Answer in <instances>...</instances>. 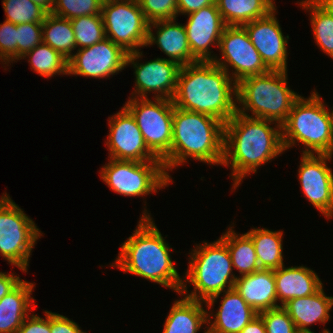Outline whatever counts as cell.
Instances as JSON below:
<instances>
[{
  "label": "cell",
  "instance_id": "6da1fadb",
  "mask_svg": "<svg viewBox=\"0 0 333 333\" xmlns=\"http://www.w3.org/2000/svg\"><path fill=\"white\" fill-rule=\"evenodd\" d=\"M229 75L213 61L181 66L174 107L204 113L225 124L237 112V83Z\"/></svg>",
  "mask_w": 333,
  "mask_h": 333
},
{
  "label": "cell",
  "instance_id": "7a4b0ae2",
  "mask_svg": "<svg viewBox=\"0 0 333 333\" xmlns=\"http://www.w3.org/2000/svg\"><path fill=\"white\" fill-rule=\"evenodd\" d=\"M266 119L253 118L236 112L224 124V158L222 166H231L233 189L243 178L284 150L281 125ZM270 125V126H269ZM229 164V165H228Z\"/></svg>",
  "mask_w": 333,
  "mask_h": 333
},
{
  "label": "cell",
  "instance_id": "3957f363",
  "mask_svg": "<svg viewBox=\"0 0 333 333\" xmlns=\"http://www.w3.org/2000/svg\"><path fill=\"white\" fill-rule=\"evenodd\" d=\"M120 248L112 267H118L125 273H132L180 293L184 279L173 265L171 247L147 210H144L132 236L124 241Z\"/></svg>",
  "mask_w": 333,
  "mask_h": 333
},
{
  "label": "cell",
  "instance_id": "277c9868",
  "mask_svg": "<svg viewBox=\"0 0 333 333\" xmlns=\"http://www.w3.org/2000/svg\"><path fill=\"white\" fill-rule=\"evenodd\" d=\"M189 158L222 165L224 158V123L217 118L174 107L172 144L162 160L165 170L172 171Z\"/></svg>",
  "mask_w": 333,
  "mask_h": 333
},
{
  "label": "cell",
  "instance_id": "5b68a950",
  "mask_svg": "<svg viewBox=\"0 0 333 333\" xmlns=\"http://www.w3.org/2000/svg\"><path fill=\"white\" fill-rule=\"evenodd\" d=\"M190 253V262L185 272L180 293L182 296L205 302L208 309L217 301L219 295L234 288L238 276L233 275V265L227 245L219 238L213 243L196 245ZM187 278V280H186ZM191 283L194 291L187 290L185 283ZM227 288V289H226ZM185 294V295H184Z\"/></svg>",
  "mask_w": 333,
  "mask_h": 333
},
{
  "label": "cell",
  "instance_id": "8992f818",
  "mask_svg": "<svg viewBox=\"0 0 333 333\" xmlns=\"http://www.w3.org/2000/svg\"><path fill=\"white\" fill-rule=\"evenodd\" d=\"M287 71L269 70L237 83V112L282 125L300 97L287 86ZM249 110L252 115L248 114ZM247 112V113H246Z\"/></svg>",
  "mask_w": 333,
  "mask_h": 333
},
{
  "label": "cell",
  "instance_id": "52a82bcc",
  "mask_svg": "<svg viewBox=\"0 0 333 333\" xmlns=\"http://www.w3.org/2000/svg\"><path fill=\"white\" fill-rule=\"evenodd\" d=\"M322 101L316 91L308 99L300 96L295 101L281 125L284 150L301 142L303 154L333 155V119Z\"/></svg>",
  "mask_w": 333,
  "mask_h": 333
},
{
  "label": "cell",
  "instance_id": "ba28073f",
  "mask_svg": "<svg viewBox=\"0 0 333 333\" xmlns=\"http://www.w3.org/2000/svg\"><path fill=\"white\" fill-rule=\"evenodd\" d=\"M10 196L0 198V254L8 263L27 272L31 251L41 231Z\"/></svg>",
  "mask_w": 333,
  "mask_h": 333
},
{
  "label": "cell",
  "instance_id": "9c48e42d",
  "mask_svg": "<svg viewBox=\"0 0 333 333\" xmlns=\"http://www.w3.org/2000/svg\"><path fill=\"white\" fill-rule=\"evenodd\" d=\"M101 168V179L112 191L124 196H143L171 183L162 161H126L109 159Z\"/></svg>",
  "mask_w": 333,
  "mask_h": 333
},
{
  "label": "cell",
  "instance_id": "30bf717a",
  "mask_svg": "<svg viewBox=\"0 0 333 333\" xmlns=\"http://www.w3.org/2000/svg\"><path fill=\"white\" fill-rule=\"evenodd\" d=\"M154 99L129 97L124 107L134 117L149 150L162 161L171 150L174 104L170 99Z\"/></svg>",
  "mask_w": 333,
  "mask_h": 333
},
{
  "label": "cell",
  "instance_id": "8fae6325",
  "mask_svg": "<svg viewBox=\"0 0 333 333\" xmlns=\"http://www.w3.org/2000/svg\"><path fill=\"white\" fill-rule=\"evenodd\" d=\"M101 16L106 38L125 52L146 46L149 22L138 0H103Z\"/></svg>",
  "mask_w": 333,
  "mask_h": 333
},
{
  "label": "cell",
  "instance_id": "7c38bea8",
  "mask_svg": "<svg viewBox=\"0 0 333 333\" xmlns=\"http://www.w3.org/2000/svg\"><path fill=\"white\" fill-rule=\"evenodd\" d=\"M219 50L222 57H215L213 62L228 74V67L232 66L235 71H232L231 78L236 83L243 78L269 71L243 26H226L220 38Z\"/></svg>",
  "mask_w": 333,
  "mask_h": 333
},
{
  "label": "cell",
  "instance_id": "4fadbf2b",
  "mask_svg": "<svg viewBox=\"0 0 333 333\" xmlns=\"http://www.w3.org/2000/svg\"><path fill=\"white\" fill-rule=\"evenodd\" d=\"M132 52L127 55L126 66L133 64L135 69V88L132 93L134 98H147V94L155 92V98L172 100L177 85L178 74L181 66L166 58H157L143 63H137L142 52ZM136 95V96H135ZM139 95V96H138Z\"/></svg>",
  "mask_w": 333,
  "mask_h": 333
},
{
  "label": "cell",
  "instance_id": "5bb4252c",
  "mask_svg": "<svg viewBox=\"0 0 333 333\" xmlns=\"http://www.w3.org/2000/svg\"><path fill=\"white\" fill-rule=\"evenodd\" d=\"M128 53L105 38L93 46L77 49L68 60V75L105 78L126 67Z\"/></svg>",
  "mask_w": 333,
  "mask_h": 333
},
{
  "label": "cell",
  "instance_id": "9a60e30c",
  "mask_svg": "<svg viewBox=\"0 0 333 333\" xmlns=\"http://www.w3.org/2000/svg\"><path fill=\"white\" fill-rule=\"evenodd\" d=\"M108 121L110 133L106 145L110 158L137 162L161 161L149 150L134 117L124 106Z\"/></svg>",
  "mask_w": 333,
  "mask_h": 333
},
{
  "label": "cell",
  "instance_id": "2e32d148",
  "mask_svg": "<svg viewBox=\"0 0 333 333\" xmlns=\"http://www.w3.org/2000/svg\"><path fill=\"white\" fill-rule=\"evenodd\" d=\"M330 154H303L298 177L304 195L328 219L333 217V173Z\"/></svg>",
  "mask_w": 333,
  "mask_h": 333
},
{
  "label": "cell",
  "instance_id": "e0dca14e",
  "mask_svg": "<svg viewBox=\"0 0 333 333\" xmlns=\"http://www.w3.org/2000/svg\"><path fill=\"white\" fill-rule=\"evenodd\" d=\"M272 10L265 17L243 25L261 59L269 70L287 71V44L278 20Z\"/></svg>",
  "mask_w": 333,
  "mask_h": 333
},
{
  "label": "cell",
  "instance_id": "ac0fdd59",
  "mask_svg": "<svg viewBox=\"0 0 333 333\" xmlns=\"http://www.w3.org/2000/svg\"><path fill=\"white\" fill-rule=\"evenodd\" d=\"M184 25L192 56L197 61H213L210 46L219 47L220 38L226 27L216 3L188 14Z\"/></svg>",
  "mask_w": 333,
  "mask_h": 333
},
{
  "label": "cell",
  "instance_id": "d6986e66",
  "mask_svg": "<svg viewBox=\"0 0 333 333\" xmlns=\"http://www.w3.org/2000/svg\"><path fill=\"white\" fill-rule=\"evenodd\" d=\"M175 20H158L149 23L146 47L155 43L169 57V60L180 66L198 62L191 54L184 25L178 24ZM152 27L158 29L156 36L151 30Z\"/></svg>",
  "mask_w": 333,
  "mask_h": 333
},
{
  "label": "cell",
  "instance_id": "ffe728a7",
  "mask_svg": "<svg viewBox=\"0 0 333 333\" xmlns=\"http://www.w3.org/2000/svg\"><path fill=\"white\" fill-rule=\"evenodd\" d=\"M234 289L257 313L280 307L277 304L274 270L260 269L237 277Z\"/></svg>",
  "mask_w": 333,
  "mask_h": 333
},
{
  "label": "cell",
  "instance_id": "44dd1931",
  "mask_svg": "<svg viewBox=\"0 0 333 333\" xmlns=\"http://www.w3.org/2000/svg\"><path fill=\"white\" fill-rule=\"evenodd\" d=\"M332 306L333 296H326L321 286L314 294L291 299L282 307L295 323L298 332L308 333L313 332L308 328L309 325L329 321Z\"/></svg>",
  "mask_w": 333,
  "mask_h": 333
},
{
  "label": "cell",
  "instance_id": "7402d4cb",
  "mask_svg": "<svg viewBox=\"0 0 333 333\" xmlns=\"http://www.w3.org/2000/svg\"><path fill=\"white\" fill-rule=\"evenodd\" d=\"M223 297L217 313L214 314L213 323L210 318L213 314L207 315V325L209 324L211 329L220 333H240L249 322L258 316V313L234 288L224 291Z\"/></svg>",
  "mask_w": 333,
  "mask_h": 333
},
{
  "label": "cell",
  "instance_id": "603a6c76",
  "mask_svg": "<svg viewBox=\"0 0 333 333\" xmlns=\"http://www.w3.org/2000/svg\"><path fill=\"white\" fill-rule=\"evenodd\" d=\"M278 301L283 306L289 300L314 294L322 285L318 275L305 266L284 268V265L274 270Z\"/></svg>",
  "mask_w": 333,
  "mask_h": 333
},
{
  "label": "cell",
  "instance_id": "cb8c5ba5",
  "mask_svg": "<svg viewBox=\"0 0 333 333\" xmlns=\"http://www.w3.org/2000/svg\"><path fill=\"white\" fill-rule=\"evenodd\" d=\"M34 283L21 281L0 300V333H17L29 316L34 298H31ZM31 306V307H30Z\"/></svg>",
  "mask_w": 333,
  "mask_h": 333
},
{
  "label": "cell",
  "instance_id": "d4e9b609",
  "mask_svg": "<svg viewBox=\"0 0 333 333\" xmlns=\"http://www.w3.org/2000/svg\"><path fill=\"white\" fill-rule=\"evenodd\" d=\"M208 311L202 301L189 298L176 300L164 323L162 333H197L207 323Z\"/></svg>",
  "mask_w": 333,
  "mask_h": 333
},
{
  "label": "cell",
  "instance_id": "484cf974",
  "mask_svg": "<svg viewBox=\"0 0 333 333\" xmlns=\"http://www.w3.org/2000/svg\"><path fill=\"white\" fill-rule=\"evenodd\" d=\"M274 0H215L226 26H243L274 10Z\"/></svg>",
  "mask_w": 333,
  "mask_h": 333
},
{
  "label": "cell",
  "instance_id": "4316f807",
  "mask_svg": "<svg viewBox=\"0 0 333 333\" xmlns=\"http://www.w3.org/2000/svg\"><path fill=\"white\" fill-rule=\"evenodd\" d=\"M246 234L253 241L260 269L275 270L284 265L282 231L253 228Z\"/></svg>",
  "mask_w": 333,
  "mask_h": 333
},
{
  "label": "cell",
  "instance_id": "83f0119b",
  "mask_svg": "<svg viewBox=\"0 0 333 333\" xmlns=\"http://www.w3.org/2000/svg\"><path fill=\"white\" fill-rule=\"evenodd\" d=\"M43 43L51 46L69 60L76 49L75 34L71 21L52 13H47L42 23Z\"/></svg>",
  "mask_w": 333,
  "mask_h": 333
},
{
  "label": "cell",
  "instance_id": "f1b7e54d",
  "mask_svg": "<svg viewBox=\"0 0 333 333\" xmlns=\"http://www.w3.org/2000/svg\"><path fill=\"white\" fill-rule=\"evenodd\" d=\"M220 239L227 245L233 268L238 269L241 276L260 270L255 246L246 233L237 235L230 227Z\"/></svg>",
  "mask_w": 333,
  "mask_h": 333
},
{
  "label": "cell",
  "instance_id": "f546056e",
  "mask_svg": "<svg viewBox=\"0 0 333 333\" xmlns=\"http://www.w3.org/2000/svg\"><path fill=\"white\" fill-rule=\"evenodd\" d=\"M28 56L31 69L42 77L50 78L53 75H68V60L51 46L41 43L27 52L22 58Z\"/></svg>",
  "mask_w": 333,
  "mask_h": 333
},
{
  "label": "cell",
  "instance_id": "4dcf8cb0",
  "mask_svg": "<svg viewBox=\"0 0 333 333\" xmlns=\"http://www.w3.org/2000/svg\"><path fill=\"white\" fill-rule=\"evenodd\" d=\"M311 13V23L316 44L333 59V16L316 2L301 6Z\"/></svg>",
  "mask_w": 333,
  "mask_h": 333
},
{
  "label": "cell",
  "instance_id": "1f68e13d",
  "mask_svg": "<svg viewBox=\"0 0 333 333\" xmlns=\"http://www.w3.org/2000/svg\"><path fill=\"white\" fill-rule=\"evenodd\" d=\"M70 21L78 49L93 46L106 38L101 15L79 16Z\"/></svg>",
  "mask_w": 333,
  "mask_h": 333
},
{
  "label": "cell",
  "instance_id": "d6a6232c",
  "mask_svg": "<svg viewBox=\"0 0 333 333\" xmlns=\"http://www.w3.org/2000/svg\"><path fill=\"white\" fill-rule=\"evenodd\" d=\"M6 21L13 24L43 23L47 12L31 0H3Z\"/></svg>",
  "mask_w": 333,
  "mask_h": 333
},
{
  "label": "cell",
  "instance_id": "836d02e7",
  "mask_svg": "<svg viewBox=\"0 0 333 333\" xmlns=\"http://www.w3.org/2000/svg\"><path fill=\"white\" fill-rule=\"evenodd\" d=\"M103 0H55L54 15L69 20L79 16L101 15Z\"/></svg>",
  "mask_w": 333,
  "mask_h": 333
},
{
  "label": "cell",
  "instance_id": "e575fe53",
  "mask_svg": "<svg viewBox=\"0 0 333 333\" xmlns=\"http://www.w3.org/2000/svg\"><path fill=\"white\" fill-rule=\"evenodd\" d=\"M262 318L266 333H299L295 323L282 307H277L258 313Z\"/></svg>",
  "mask_w": 333,
  "mask_h": 333
},
{
  "label": "cell",
  "instance_id": "d590c367",
  "mask_svg": "<svg viewBox=\"0 0 333 333\" xmlns=\"http://www.w3.org/2000/svg\"><path fill=\"white\" fill-rule=\"evenodd\" d=\"M146 20H173L177 16V0H138Z\"/></svg>",
  "mask_w": 333,
  "mask_h": 333
},
{
  "label": "cell",
  "instance_id": "8d00e7d4",
  "mask_svg": "<svg viewBox=\"0 0 333 333\" xmlns=\"http://www.w3.org/2000/svg\"><path fill=\"white\" fill-rule=\"evenodd\" d=\"M43 42L42 23L17 25V61Z\"/></svg>",
  "mask_w": 333,
  "mask_h": 333
},
{
  "label": "cell",
  "instance_id": "74e56055",
  "mask_svg": "<svg viewBox=\"0 0 333 333\" xmlns=\"http://www.w3.org/2000/svg\"><path fill=\"white\" fill-rule=\"evenodd\" d=\"M0 59L5 64L17 60V25L6 20L0 24Z\"/></svg>",
  "mask_w": 333,
  "mask_h": 333
},
{
  "label": "cell",
  "instance_id": "f35d334b",
  "mask_svg": "<svg viewBox=\"0 0 333 333\" xmlns=\"http://www.w3.org/2000/svg\"><path fill=\"white\" fill-rule=\"evenodd\" d=\"M45 319L38 315H29L18 329L17 333H51L50 311H45ZM31 318V319H30Z\"/></svg>",
  "mask_w": 333,
  "mask_h": 333
},
{
  "label": "cell",
  "instance_id": "ab89813d",
  "mask_svg": "<svg viewBox=\"0 0 333 333\" xmlns=\"http://www.w3.org/2000/svg\"><path fill=\"white\" fill-rule=\"evenodd\" d=\"M51 333H86L80 330L78 324L66 316L50 312Z\"/></svg>",
  "mask_w": 333,
  "mask_h": 333
},
{
  "label": "cell",
  "instance_id": "60d3db41",
  "mask_svg": "<svg viewBox=\"0 0 333 333\" xmlns=\"http://www.w3.org/2000/svg\"><path fill=\"white\" fill-rule=\"evenodd\" d=\"M215 4V0H177V15H188L199 9Z\"/></svg>",
  "mask_w": 333,
  "mask_h": 333
},
{
  "label": "cell",
  "instance_id": "b9f144b4",
  "mask_svg": "<svg viewBox=\"0 0 333 333\" xmlns=\"http://www.w3.org/2000/svg\"><path fill=\"white\" fill-rule=\"evenodd\" d=\"M19 276L6 272H0V300L6 296L10 291H12L20 282Z\"/></svg>",
  "mask_w": 333,
  "mask_h": 333
},
{
  "label": "cell",
  "instance_id": "7bdbcfd3",
  "mask_svg": "<svg viewBox=\"0 0 333 333\" xmlns=\"http://www.w3.org/2000/svg\"><path fill=\"white\" fill-rule=\"evenodd\" d=\"M240 333H266L265 324L262 318L258 315L249 322Z\"/></svg>",
  "mask_w": 333,
  "mask_h": 333
},
{
  "label": "cell",
  "instance_id": "ee69618b",
  "mask_svg": "<svg viewBox=\"0 0 333 333\" xmlns=\"http://www.w3.org/2000/svg\"><path fill=\"white\" fill-rule=\"evenodd\" d=\"M313 2H316L322 9L333 16V0H302V2H300V6Z\"/></svg>",
  "mask_w": 333,
  "mask_h": 333
},
{
  "label": "cell",
  "instance_id": "f6af8a7d",
  "mask_svg": "<svg viewBox=\"0 0 333 333\" xmlns=\"http://www.w3.org/2000/svg\"><path fill=\"white\" fill-rule=\"evenodd\" d=\"M31 1L39 5L47 13H51L55 5V0H31Z\"/></svg>",
  "mask_w": 333,
  "mask_h": 333
},
{
  "label": "cell",
  "instance_id": "bcb514c9",
  "mask_svg": "<svg viewBox=\"0 0 333 333\" xmlns=\"http://www.w3.org/2000/svg\"><path fill=\"white\" fill-rule=\"evenodd\" d=\"M206 328H207V330H205V333H220V332H217V331L211 329L210 327L206 326Z\"/></svg>",
  "mask_w": 333,
  "mask_h": 333
},
{
  "label": "cell",
  "instance_id": "7dc6e473",
  "mask_svg": "<svg viewBox=\"0 0 333 333\" xmlns=\"http://www.w3.org/2000/svg\"><path fill=\"white\" fill-rule=\"evenodd\" d=\"M299 333H306V332H299ZM308 333H314V332H308ZM322 333H330L328 329H324Z\"/></svg>",
  "mask_w": 333,
  "mask_h": 333
},
{
  "label": "cell",
  "instance_id": "c3c4849f",
  "mask_svg": "<svg viewBox=\"0 0 333 333\" xmlns=\"http://www.w3.org/2000/svg\"><path fill=\"white\" fill-rule=\"evenodd\" d=\"M330 115H331V117H332V119H333V110H332V112L330 111Z\"/></svg>",
  "mask_w": 333,
  "mask_h": 333
}]
</instances>
